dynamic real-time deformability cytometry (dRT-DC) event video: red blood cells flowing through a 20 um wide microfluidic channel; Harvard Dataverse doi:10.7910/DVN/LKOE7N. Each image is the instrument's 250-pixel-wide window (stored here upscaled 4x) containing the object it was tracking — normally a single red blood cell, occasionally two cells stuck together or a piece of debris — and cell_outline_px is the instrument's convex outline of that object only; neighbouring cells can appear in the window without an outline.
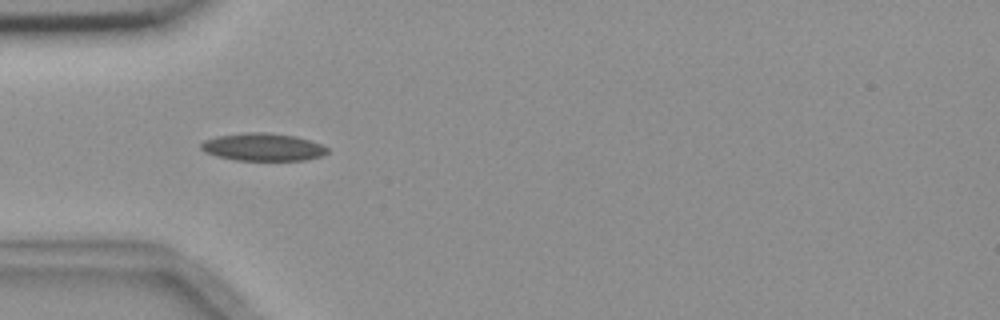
{"species": "common noctule bat (a hibernating species)", "species_latin": "Nyctalus noctula", "temperature_condition": "room temperature", "stored_images_in_passage": 6, "camera_frame_rate_fps": 3000, "um_per_image_px": 0.085, "animal": {"sex": "female", "body_mass_g": 18.4}, "frame": {"image": 1, "passage_image": 5, "time_ms": 4.667, "image_size_px": [1000, 320], "cell_outline_px": [[328, 152], [320, 156], [304, 160], [236, 160], [216, 156], [204, 152], [200, 148], [200, 144], [204, 140], [216, 136], [244, 132], [268, 132], [296, 136], [320, 144], [328, 148]], "centroid_in_image_um": [22.3, 12.49], "position_along_channel_um": 62.7, "area_um2": 20.4}}